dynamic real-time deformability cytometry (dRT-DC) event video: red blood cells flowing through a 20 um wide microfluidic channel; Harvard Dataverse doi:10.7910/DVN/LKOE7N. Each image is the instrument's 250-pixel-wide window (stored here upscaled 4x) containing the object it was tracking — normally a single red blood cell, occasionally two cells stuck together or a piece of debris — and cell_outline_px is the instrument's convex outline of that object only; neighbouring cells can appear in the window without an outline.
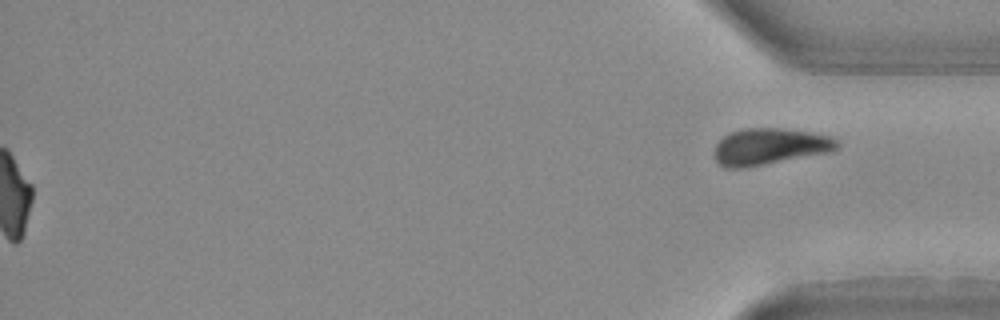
{"species": "Egyptian fruit bat (a non-hibernating species)", "species_latin": "Rousettus aegyptiacus", "temperature_condition": "warm", "stored_images_in_passage": 32, "camera_frame_rate_fps": 3000, "um_per_image_px": 0.085, "animal": {"sex": "female"}, "frame": {"image": 1, "passage_image": 32, "time_ms": 10.333, "image_size_px": [1000, 320], "cell_outline_px": [[840, 148], [832, 152], [740, 168], [724, 168], [712, 156], [712, 152], [716, 144], [724, 136], [732, 132], [744, 128], [780, 128], [812, 132], [832, 136], [840, 140]], "centroid_in_image_um": [65.46, 12.45], "position_along_channel_um": 369.7, "area_um2": 26.41}}